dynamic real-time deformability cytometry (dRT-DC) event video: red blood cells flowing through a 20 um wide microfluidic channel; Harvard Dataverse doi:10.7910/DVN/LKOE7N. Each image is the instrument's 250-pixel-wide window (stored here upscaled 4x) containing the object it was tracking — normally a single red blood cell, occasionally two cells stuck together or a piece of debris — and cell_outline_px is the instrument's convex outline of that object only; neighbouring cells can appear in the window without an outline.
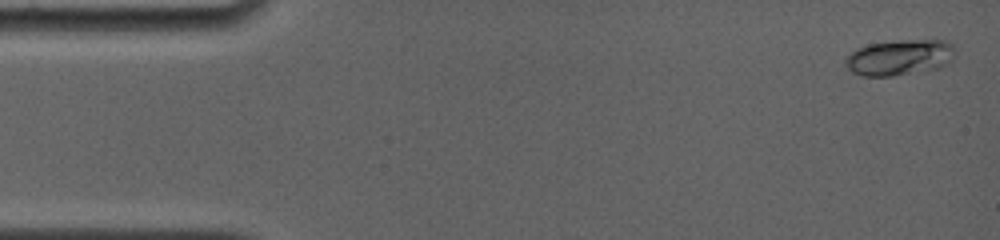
{"species": "common noctule bat (a hibernating species)", "species_latin": "Nyctalus noctula", "temperature_condition": "room temperature", "stored_images_in_passage": 42, "camera_frame_rate_fps": 4000, "um_per_image_px": 0.085, "animal": {"sex": "female", "body_mass_g": 19.0, "forearm_length_mm": 56.7}, "frame": {"image": 1, "passage_image": 1, "time_ms": 0.0, "image_size_px": [1000, 240], "cell_outline_px": [[956, 48], [952, 60], [940, 68], [892, 76], [860, 76], [852, 72], [844, 64], [844, 56], [856, 48], [868, 44], [900, 40], [948, 40]], "centroid_in_image_um": [76.44, 4.88], "position_along_channel_um": 8.6, "area_um2": 23.24}}
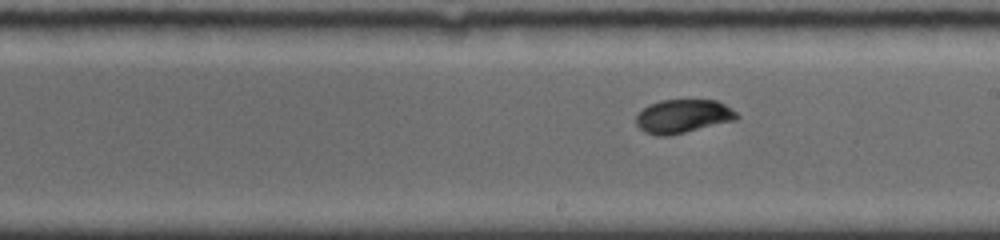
{"frame": {"image": 2, "passage_image": 23, "time_ms": 9.0, "image_size_px": [1000, 240], "cell_outline_px": [[740, 116], [736, 120], [668, 136], [656, 136], [644, 132], [636, 124], [636, 116], [648, 104], [660, 100], [716, 100], [732, 108]], "centroid_in_image_um": [58.05, 9.88], "position_along_channel_um": 231.0, "area_um2": 19.77}}
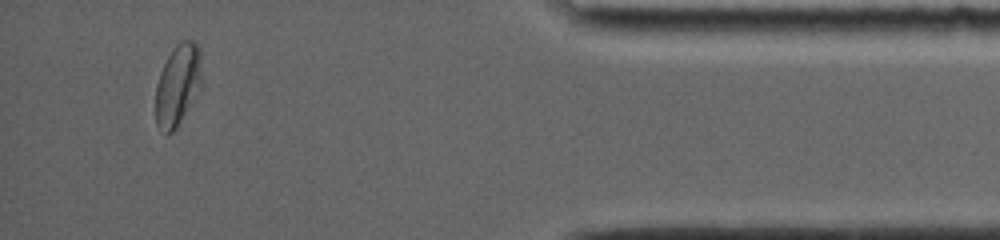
{"frame": {"image": 3, "passage_image": 40, "time_ms": 15.0, "image_size_px": [1000, 240], "cell_outline_px": [[200, 88], [176, 128], [168, 136], [164, 136], [156, 124], [156, 84], [160, 72], [172, 48], [180, 40], [192, 40], [200, 48]], "centroid_in_image_um": [15.08, 7.23], "position_along_channel_um": 420.1, "area_um2": 21.79}, "authors_computed_cell_mechanics": {"area_um2": 19.8543, "velocity_mm_per_s": 3.7826, "shape_relaxation_time_tau1_ms": 3.9386, "shape_relaxation_time_tau2_ms": 1.0903, "deformation_change_tau1": 0.0995, "deformation_change_tau2": 0.0334}}